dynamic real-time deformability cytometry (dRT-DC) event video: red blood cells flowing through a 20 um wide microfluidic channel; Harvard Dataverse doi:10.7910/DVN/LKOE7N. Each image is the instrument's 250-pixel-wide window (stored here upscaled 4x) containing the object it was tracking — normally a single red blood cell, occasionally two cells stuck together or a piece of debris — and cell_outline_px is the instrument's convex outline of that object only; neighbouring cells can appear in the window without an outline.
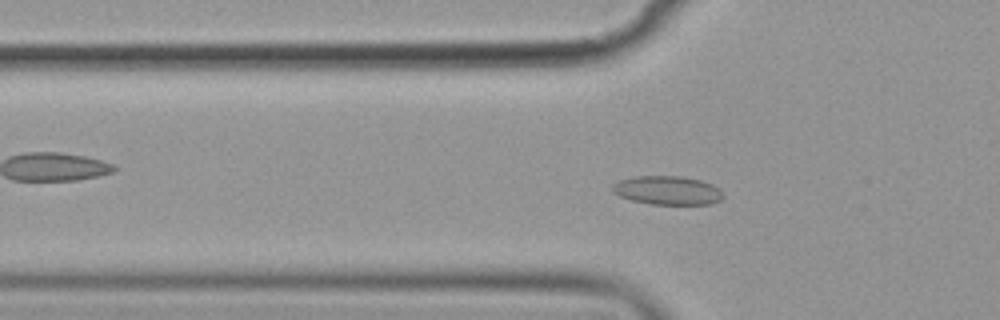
{"species": "common noctule bat (a hibernating species)", "species_latin": "Nyctalus noctula", "temperature_condition": "cold", "stored_images_in_passage": 57, "camera_frame_rate_fps": 3000, "um_per_image_px": 0.085, "animal": {"sex": "female", "body_mass_g": 19.9}, "frame": {"image": 1, "passage_image": 19, "time_ms": 6.0, "image_size_px": [1000, 320], "cell_outline_px": [[724, 196], [720, 200], [712, 204], [652, 204], [632, 200], [620, 196], [612, 192], [612, 184], [620, 180], [636, 176], [684, 176], [700, 180], [712, 184], [720, 188]], "centroid_in_image_um": [56.76, 16.17], "position_along_channel_um": 69.0, "area_um2": 18.61}}
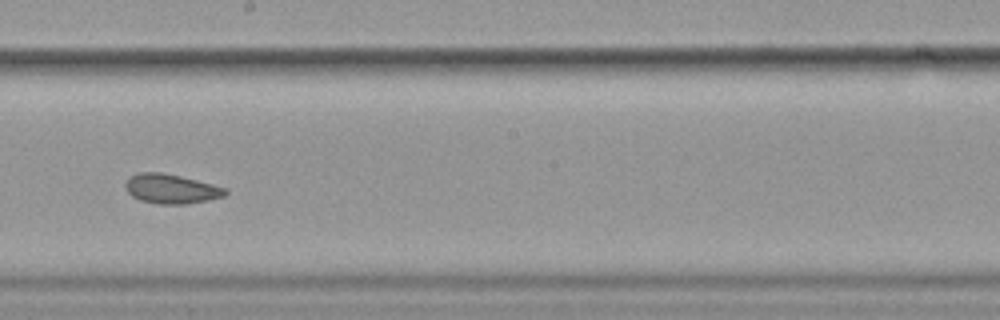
{"frame": {"image": 2, "passage_image": 33, "time_ms": 10.667, "image_size_px": [1000, 320], "cell_outline_px": [[228, 192], [224, 196], [208, 200], [188, 204], [156, 204], [140, 200], [132, 196], [124, 188], [124, 184], [128, 176], [136, 172], [160, 172], [180, 176], [228, 188]], "centroid_in_image_um": [14.51, 16.05], "position_along_channel_um": 233.7, "area_um2": 17.4}}
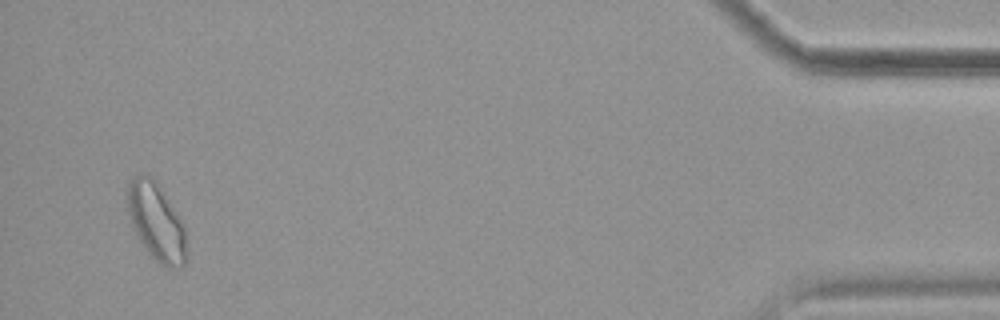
{"frame": {"image": 3, "passage_image": 55, "time_ms": 18.0, "image_size_px": [1000, 320], "cell_outline_px": [[188, 252], [184, 268], [168, 268], [160, 264], [148, 252], [136, 236], [132, 228], [128, 212], [124, 192], [128, 184], [140, 172], [152, 176], [160, 184], [180, 220], [184, 228]], "centroid_in_image_um": [13.27, 18.84], "position_along_channel_um": 421.9, "area_um2": 27.34}, "authors_computed_cell_mechanics": {"area_um2": 18.9006, "velocity_mm_per_s": 3.5477, "shape_relaxation_time_tau1_ms": null, "shape_relaxation_time_tau2_ms": 2.442, "deformation_change_tau1": null, "deformation_change_tau2": 0.0829}}